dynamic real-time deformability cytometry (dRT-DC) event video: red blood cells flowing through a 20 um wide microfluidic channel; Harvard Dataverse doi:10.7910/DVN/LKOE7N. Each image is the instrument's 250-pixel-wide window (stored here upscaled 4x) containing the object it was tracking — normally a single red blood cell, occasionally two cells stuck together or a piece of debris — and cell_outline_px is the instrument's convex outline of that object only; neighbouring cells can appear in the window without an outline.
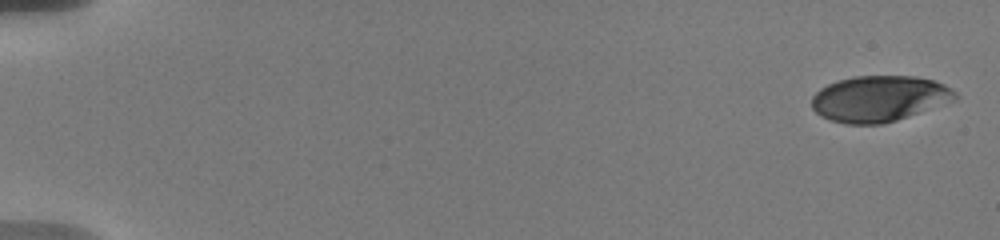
{"species": "human", "species_latin": "Homo sapiens", "temperature_condition": "warm", "stored_images_in_passage": 24, "camera_frame_rate_fps": 3000, "um_per_image_px": 0.085, "donor": {"sex": "male"}, "frame": {"image": 1, "passage_image": 1, "time_ms": 0.0, "image_size_px": [1000, 240], "cell_outline_px": [[960, 96], [956, 100], [884, 124], [844, 124], [828, 120], [820, 116], [812, 108], [812, 96], [820, 88], [836, 80], [852, 76], [916, 76], [932, 80], [944, 84], [952, 88]], "centroid_in_image_um": [74.73, 8.38], "position_along_channel_um": 10.3, "area_um2": 38.73}}
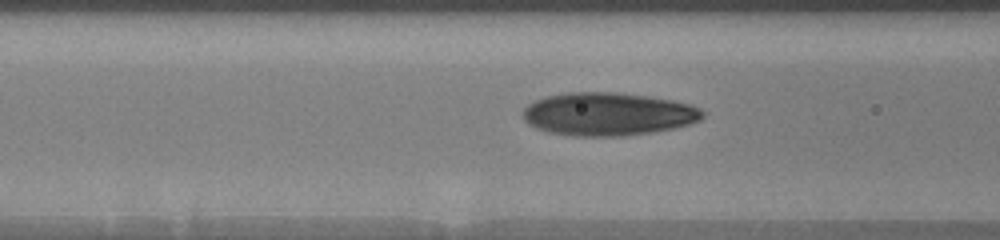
{"frame": {"image": 2, "passage_image": 14, "time_ms": 7.667, "image_size_px": [1000, 240], "cell_outline_px": [[704, 116], [700, 120], [676, 128], [656, 132], [624, 136], [572, 136], [548, 132], [536, 128], [528, 124], [524, 120], [524, 108], [528, 104], [536, 100], [548, 96], [568, 92], [616, 92], [648, 96], [672, 100], [692, 104], [700, 108], [704, 112]], "centroid_in_image_um": [51.71, 9.7], "position_along_channel_um": 114.9, "area_um2": 45.37}}
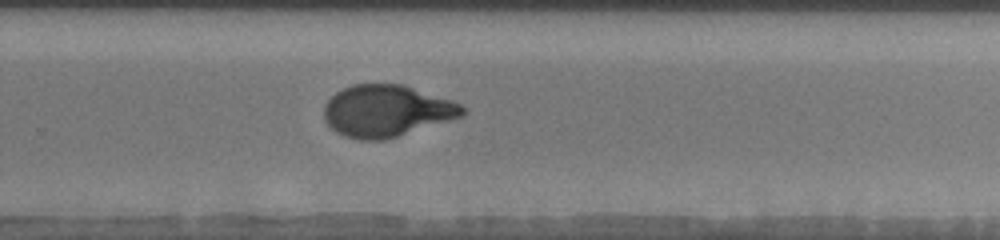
{"frame": {"image": 3, "passage_image": 24, "time_ms": 12.667, "image_size_px": [1000, 240], "cell_outline_px": [[468, 112], [460, 116], [448, 120], [384, 140], [360, 140], [344, 136], [336, 132], [324, 120], [324, 104], [336, 92], [352, 84], [404, 84], [452, 100], [460, 104]], "centroid_in_image_um": [32.83, 9.41], "position_along_channel_um": 297.0, "area_um2": 41.56}}